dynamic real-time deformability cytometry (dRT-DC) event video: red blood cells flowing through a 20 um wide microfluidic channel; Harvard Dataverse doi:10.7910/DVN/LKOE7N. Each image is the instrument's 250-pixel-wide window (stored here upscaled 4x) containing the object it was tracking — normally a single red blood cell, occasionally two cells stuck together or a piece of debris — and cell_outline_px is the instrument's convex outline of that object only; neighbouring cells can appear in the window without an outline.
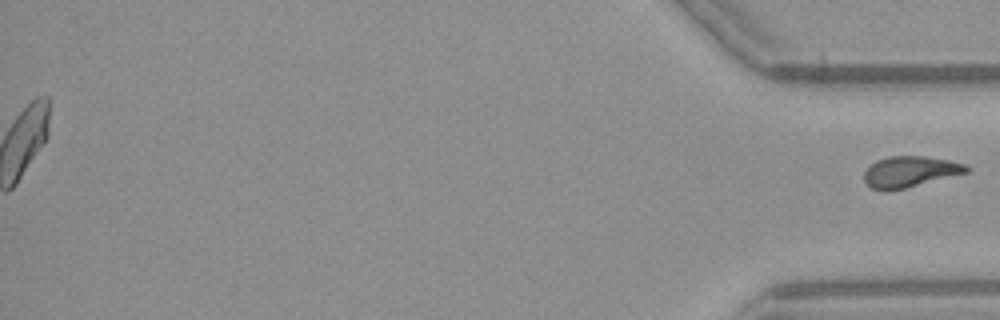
{"species": "common noctule bat (a hibernating species)", "species_latin": "Nyctalus noctula", "temperature_condition": "warm", "stored_images_in_passage": 53, "segment_of_instrument_passage": [2, 2], "camera_frame_rate_fps": 3000, "um_per_image_px": 0.085, "animal": {"sex": "female", "body_mass_g": 21.9}, "frame": {"image": 1, "passage_image": 53, "time_ms": 17.333, "image_size_px": [1000, 320], "cell_outline_px": [[968, 172], [904, 188], [872, 188], [864, 180], [864, 172], [876, 160], [888, 156], [924, 156], [948, 160], [964, 164], [968, 168]], "centroid_in_image_um": [77.35, 14.55], "position_along_channel_um": 357.8, "area_um2": 17.74}}